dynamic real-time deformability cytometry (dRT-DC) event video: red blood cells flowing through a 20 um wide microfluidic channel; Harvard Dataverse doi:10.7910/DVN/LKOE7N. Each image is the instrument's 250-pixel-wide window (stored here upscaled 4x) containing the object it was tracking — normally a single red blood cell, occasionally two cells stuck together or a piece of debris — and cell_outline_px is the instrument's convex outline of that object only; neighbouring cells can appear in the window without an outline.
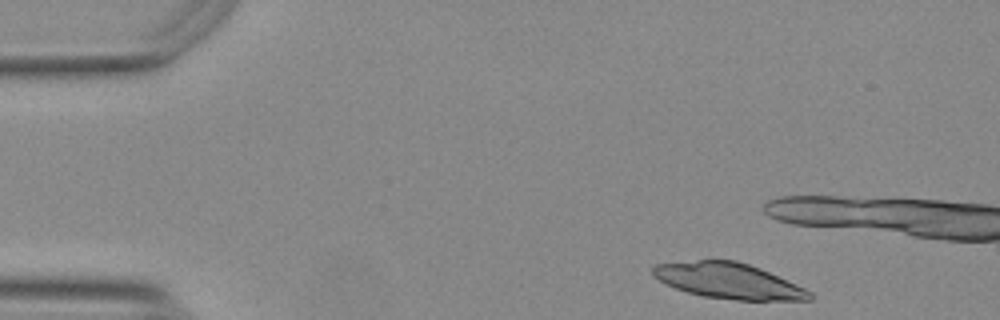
{"species": "Egyptian fruit bat (a non-hibernating species)", "species_latin": "Rousettus aegyptiacus", "temperature_condition": "warm", "stored_images_in_passage": 12, "camera_frame_rate_fps": 3000, "um_per_image_px": 0.085, "animal": {"sex": "female"}, "frame": {"image": 1, "passage_image": 1, "time_ms": 0.0, "image_size_px": [1000, 320], "cell_outline_px": [[812, 300], [736, 300], [704, 296], [688, 292], [676, 288], [652, 276], [652, 268], [656, 264], [700, 260], [736, 260], [760, 268], [796, 284], [812, 292]], "centroid_in_image_um": [61.94, 23.87], "position_along_channel_um": 23.1, "area_um2": 32.19}}